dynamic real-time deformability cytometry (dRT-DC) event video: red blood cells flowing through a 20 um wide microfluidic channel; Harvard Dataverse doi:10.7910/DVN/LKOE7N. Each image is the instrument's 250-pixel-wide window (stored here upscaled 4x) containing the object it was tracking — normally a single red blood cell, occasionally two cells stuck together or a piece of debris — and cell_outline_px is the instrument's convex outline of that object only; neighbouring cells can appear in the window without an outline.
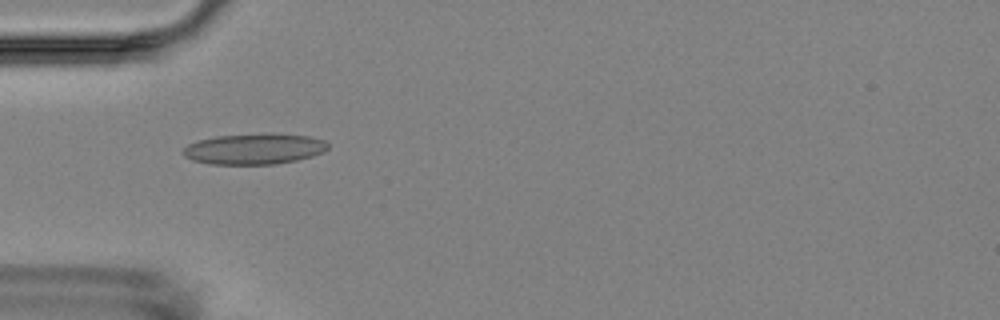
{"species": "Egyptian fruit bat (a non-hibernating species)", "species_latin": "Rousettus aegyptiacus", "temperature_condition": "room temperature", "stored_images_in_passage": 9, "camera_frame_rate_fps": 3000, "um_per_image_px": 0.085, "animal": {"sex": "female"}, "frame": {"image": 1, "passage_image": 4, "time_ms": 3.667, "image_size_px": [1000, 320], "cell_outline_px": [[328, 148], [324, 152], [312, 156], [296, 160], [276, 164], [208, 164], [192, 160], [184, 156], [180, 152], [188, 144], [200, 140], [216, 136], [268, 132], [276, 132], [308, 136], [324, 140], [328, 144]], "centroid_in_image_um": [21.61, 12.64], "position_along_channel_um": 63.4, "area_um2": 26.41}}
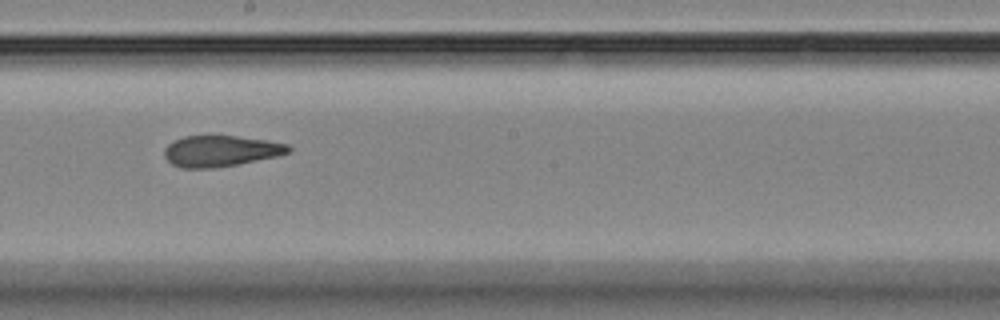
{"frame": {"image": 2, "passage_image": 8, "time_ms": 8.333, "image_size_px": [1000, 320], "cell_outline_px": [[292, 152], [276, 156], [236, 164], [212, 168], [180, 168], [172, 164], [164, 156], [164, 148], [168, 144], [184, 136], [236, 136], [268, 140], [288, 144], [292, 148]], "centroid_in_image_um": [18.76, 12.83], "position_along_channel_um": 229.4, "area_um2": 22.37}}
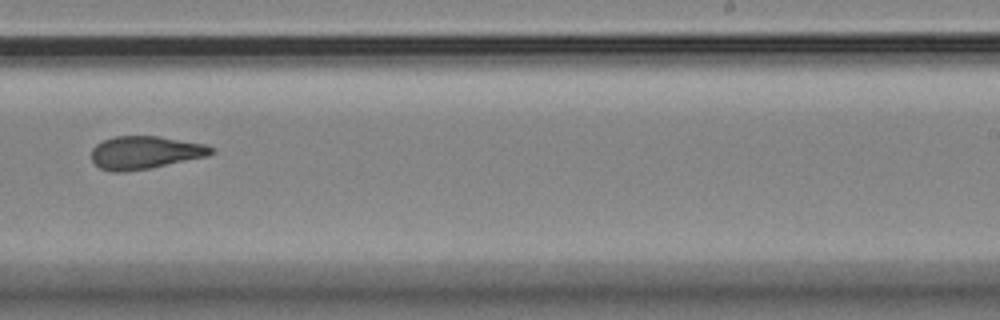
{"frame": {"image": 3, "passage_image": 9, "time_ms": 9.667, "image_size_px": [1000, 320], "cell_outline_px": [[216, 152], [208, 156], [152, 168], [124, 172], [112, 172], [100, 168], [92, 160], [92, 148], [96, 144], [104, 140], [116, 136], [160, 136], [208, 144]], "centroid_in_image_um": [12.37, 12.96], "position_along_channel_um": 276.6, "area_um2": 23.24}}